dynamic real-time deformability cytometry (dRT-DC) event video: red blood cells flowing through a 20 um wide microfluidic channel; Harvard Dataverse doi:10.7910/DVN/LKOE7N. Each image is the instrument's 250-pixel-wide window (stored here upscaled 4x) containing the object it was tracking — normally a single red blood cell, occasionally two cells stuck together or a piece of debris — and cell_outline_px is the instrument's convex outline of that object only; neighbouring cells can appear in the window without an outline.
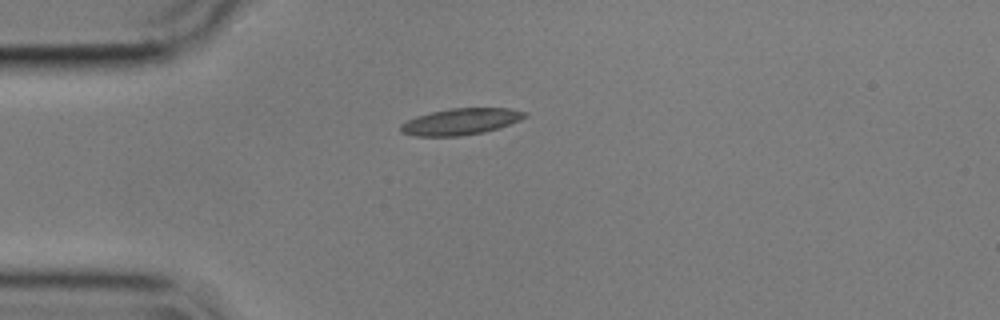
{"species": "common noctule bat (a hibernating species)", "species_latin": "Nyctalus noctula", "temperature_condition": "cold", "stored_images_in_passage": 43, "camera_frame_rate_fps": 3000, "um_per_image_px": 0.085, "animal": {"sex": "male", "body_mass_g": 17.9}, "frame": {"image": 1, "passage_image": 1, "time_ms": 0.0, "image_size_px": [1000, 320], "cell_outline_px": [[528, 116], [520, 120], [484, 132], [460, 136], [412, 136], [400, 132], [400, 124], [416, 116], [448, 108], [508, 108], [528, 112]], "centroid_in_image_um": [39.14, 10.33], "position_along_channel_um": 45.9, "area_um2": 19.13}}
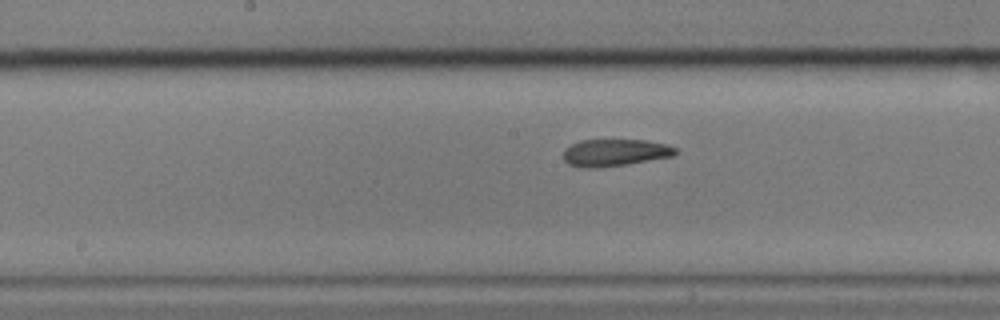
{"frame": {"image": 2, "passage_image": 15, "time_ms": 4.667, "image_size_px": [1000, 320], "cell_outline_px": [[676, 152], [672, 156], [628, 164], [600, 168], [584, 168], [568, 164], [564, 160], [564, 148], [580, 140], [644, 140], [668, 144], [676, 148]], "centroid_in_image_um": [52.24, 12.98], "position_along_channel_um": 196.0, "area_um2": 17.74}}
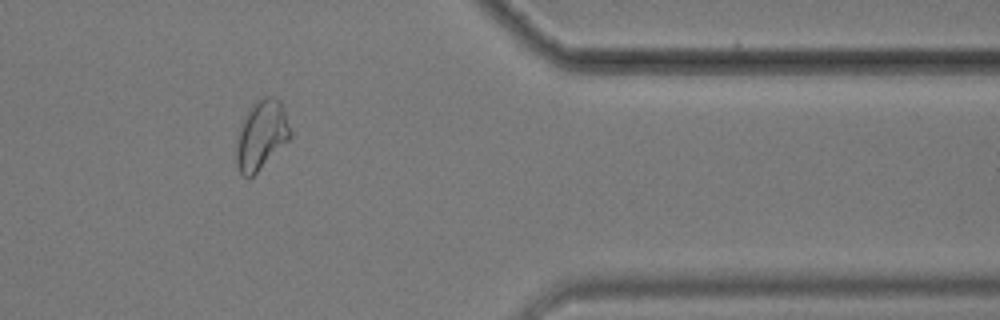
{"frame": {"image": 3, "passage_image": 33, "time_ms": 10.667, "image_size_px": [1000, 320], "cell_outline_px": [[292, 136], [248, 180], [240, 172], [236, 164], [236, 132], [244, 116], [252, 104], [256, 100], [264, 96], [272, 96], [280, 100], [292, 132]], "centroid_in_image_um": [22.18, 11.45], "position_along_channel_um": 389.2, "area_um2": 21.85}, "authors_computed_cell_mechanics": {"area_um2": 19.1896, "velocity_mm_per_s": 3.5491, "shape_relaxation_time_tau1_ms": null, "shape_relaxation_time_tau2_ms": 4.2383, "deformation_change_tau1": null, "deformation_change_tau2": 0.1187}}